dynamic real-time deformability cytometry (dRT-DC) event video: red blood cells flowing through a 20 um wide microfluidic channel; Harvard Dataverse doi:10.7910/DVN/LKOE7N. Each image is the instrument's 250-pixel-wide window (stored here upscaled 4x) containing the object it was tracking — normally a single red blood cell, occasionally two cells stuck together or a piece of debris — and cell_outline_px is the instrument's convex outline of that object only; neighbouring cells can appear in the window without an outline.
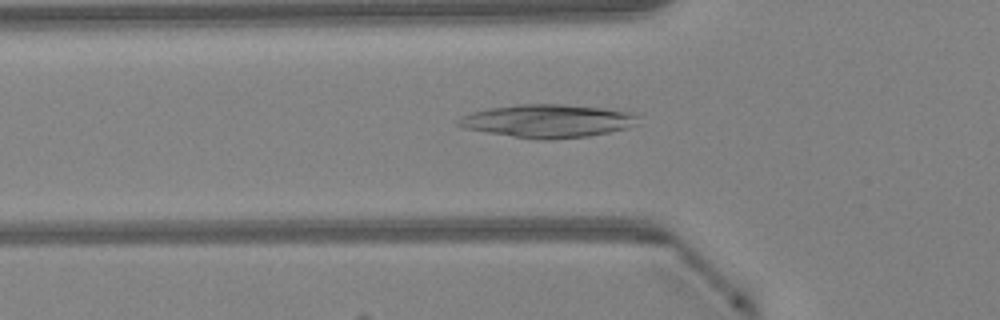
{"species": "Egyptian fruit bat (a non-hibernating species)", "species_latin": "Rousettus aegyptiacus", "temperature_condition": "warm", "stored_images_in_passage": 47, "camera_frame_rate_fps": 3000, "um_per_image_px": 0.085, "animal": {"sex": "female"}, "frame": {"image": 1, "passage_image": 16, "time_ms": 5.0, "image_size_px": [1000, 320], "cell_outline_px": [[636, 124], [628, 128], [588, 136], [552, 140], [536, 140], [464, 128], [456, 124], [456, 120], [460, 116], [472, 112], [492, 108], [520, 104], [564, 104], [604, 108], [632, 112], [636, 116]], "centroid_in_image_um": [46.54, 10.28], "position_along_channel_um": 79.3, "area_um2": 34.62}}
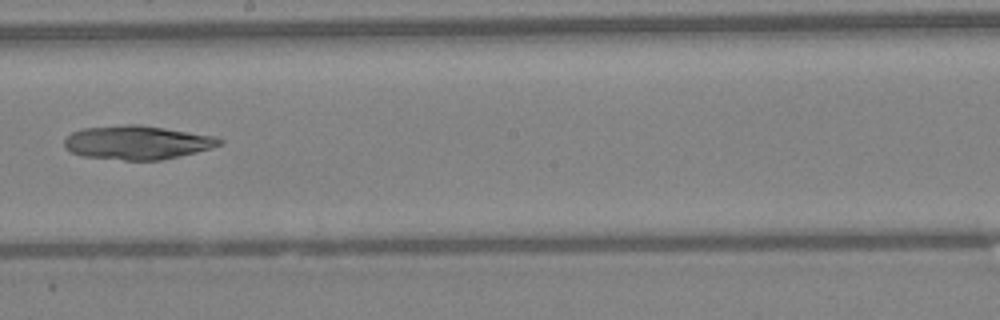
{"frame": {"image": 2, "passage_image": 27, "time_ms": 8.667, "image_size_px": [1000, 320], "cell_outline_px": [[224, 144], [212, 148], [196, 152], [160, 160], [124, 160], [80, 156], [64, 148], [64, 140], [72, 132], [84, 128], [124, 124], [140, 124], [216, 136], [224, 140]], "centroid_in_image_um": [11.68, 12.11], "position_along_channel_um": 236.5, "area_um2": 30.75}}
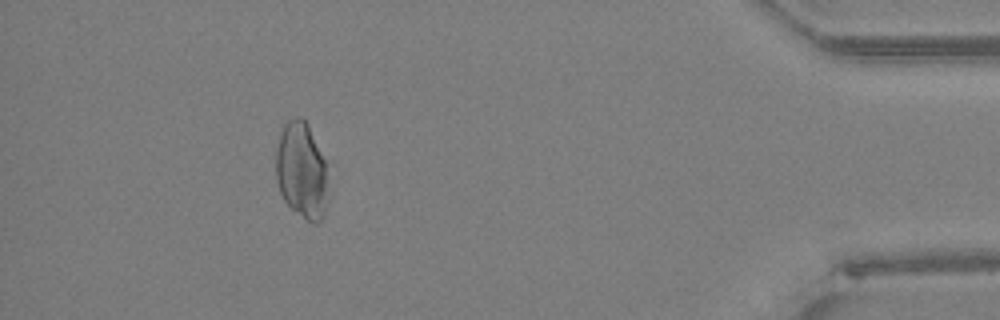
{"frame": {"image": 3, "passage_image": 43, "time_ms": 14.0, "image_size_px": [1000, 320], "cell_outline_px": [[332, 160], [324, 216], [316, 224], [312, 224], [292, 208], [284, 200], [280, 192], [276, 180], [276, 148], [284, 124], [288, 120], [300, 116], [308, 124]], "centroid_in_image_um": [25.74, 14.44], "position_along_channel_um": 409.5, "area_um2": 30.92}}